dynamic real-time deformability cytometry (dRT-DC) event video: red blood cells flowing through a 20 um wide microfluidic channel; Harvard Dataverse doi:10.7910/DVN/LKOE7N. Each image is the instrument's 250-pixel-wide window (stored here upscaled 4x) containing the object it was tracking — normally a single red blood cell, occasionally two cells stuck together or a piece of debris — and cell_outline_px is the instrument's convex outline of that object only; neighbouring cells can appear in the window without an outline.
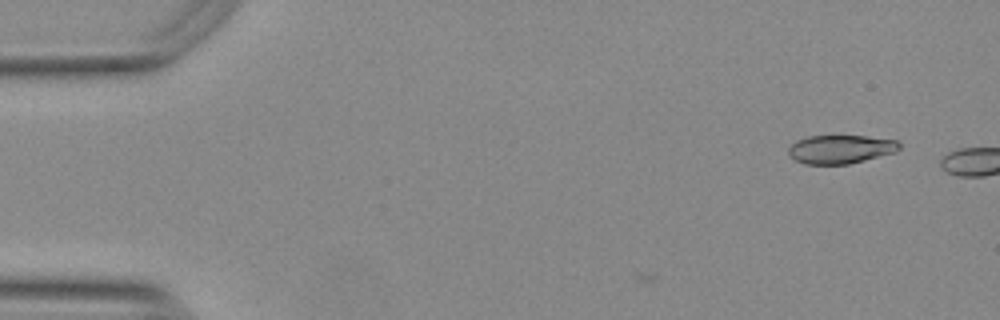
{"species": "Egyptian fruit bat (a non-hibernating species)", "species_latin": "Rousettus aegyptiacus", "temperature_condition": "warm", "stored_images_in_passage": 7, "camera_frame_rate_fps": 3000, "um_per_image_px": 0.085, "animal": {"sex": "female"}, "frame": {"image": 1, "passage_image": 1, "time_ms": 0.0, "image_size_px": [1000, 320], "cell_outline_px": [[900, 148], [896, 152], [848, 164], [804, 164], [796, 160], [788, 152], [788, 148], [796, 140], [808, 136], [868, 136], [900, 140]], "centroid_in_image_um": [71.48, 12.67], "position_along_channel_um": 13.5, "area_um2": 18.5}}